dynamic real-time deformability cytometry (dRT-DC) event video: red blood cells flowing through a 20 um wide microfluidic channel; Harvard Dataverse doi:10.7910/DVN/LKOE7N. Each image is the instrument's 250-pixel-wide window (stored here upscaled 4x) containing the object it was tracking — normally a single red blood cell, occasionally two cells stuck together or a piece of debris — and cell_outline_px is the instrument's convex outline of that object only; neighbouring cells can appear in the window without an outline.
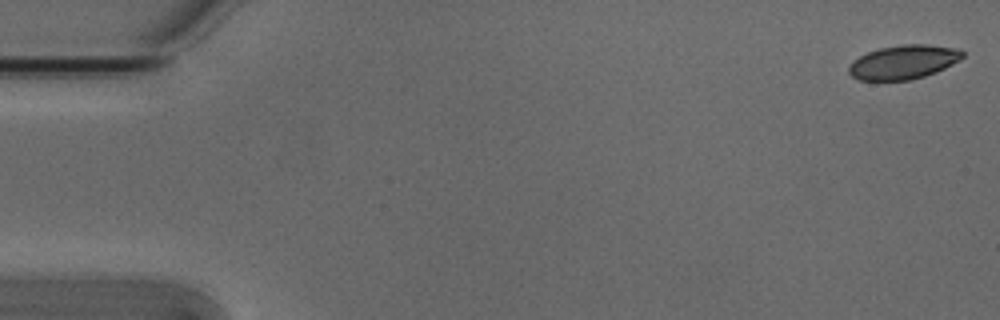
{"species": "Egyptian fruit bat (a non-hibernating species)", "species_latin": "Rousettus aegyptiacus", "temperature_condition": "cold", "stored_images_in_passage": 9, "camera_frame_rate_fps": 3000, "um_per_image_px": 0.085, "animal": {"sex": "male"}, "frame": {"image": 1, "passage_image": 1, "time_ms": 0.0, "image_size_px": [1000, 320], "cell_outline_px": [[964, 56], [960, 60], [936, 72], [924, 76], [908, 80], [860, 80], [852, 76], [848, 72], [848, 68], [860, 56], [868, 52], [880, 48], [904, 44], [924, 44], [952, 48], [964, 52]], "centroid_in_image_um": [76.8, 5.28], "position_along_channel_um": 8.2, "area_um2": 22.14}}